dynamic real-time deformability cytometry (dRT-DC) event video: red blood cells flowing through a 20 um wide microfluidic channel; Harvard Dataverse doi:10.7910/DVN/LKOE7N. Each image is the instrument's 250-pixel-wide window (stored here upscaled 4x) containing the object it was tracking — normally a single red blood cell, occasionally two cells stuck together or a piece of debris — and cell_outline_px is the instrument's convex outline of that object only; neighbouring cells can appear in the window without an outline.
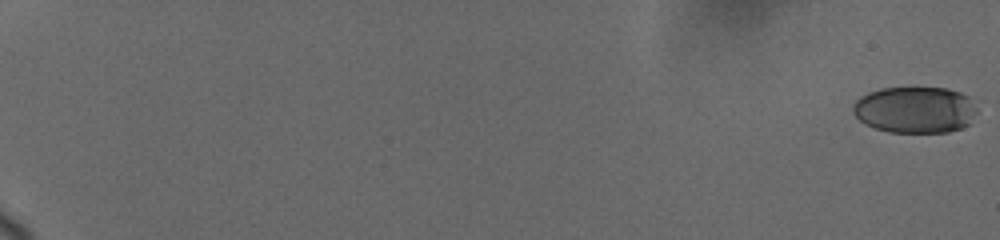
{"species": "human", "species_latin": "Homo sapiens", "temperature_condition": "cold", "stored_images_in_passage": 39, "camera_frame_rate_fps": 3000, "um_per_image_px": 0.085, "donor": {"sex": "female"}, "frame": {"image": 1, "passage_image": 1, "time_ms": 0.0, "image_size_px": [1000, 240], "cell_outline_px": [[976, 112], [968, 124], [960, 128], [948, 132], [888, 132], [876, 128], [860, 120], [852, 112], [852, 108], [856, 100], [860, 96], [868, 92], [880, 88], [944, 88], [960, 92], [968, 96], [976, 108]], "centroid_in_image_um": [77.76, 9.32], "position_along_channel_um": 7.2, "area_um2": 33.41}}
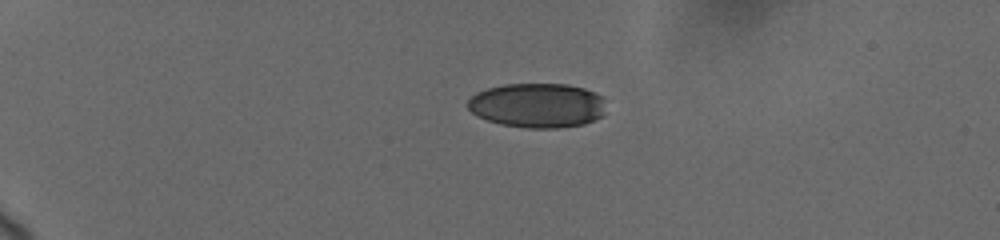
{"frame": {"image": 2, "passage_image": 24, "time_ms": 5.333, "image_size_px": [1000, 240], "cell_outline_px": [[600, 116], [584, 124], [556, 128], [524, 128], [500, 124], [476, 116], [464, 104], [476, 92], [488, 88], [504, 84], [568, 84], [584, 88], [600, 96]], "centroid_in_image_um": [45.56, 8.96], "position_along_channel_um": 39.4, "area_um2": 35.49}}